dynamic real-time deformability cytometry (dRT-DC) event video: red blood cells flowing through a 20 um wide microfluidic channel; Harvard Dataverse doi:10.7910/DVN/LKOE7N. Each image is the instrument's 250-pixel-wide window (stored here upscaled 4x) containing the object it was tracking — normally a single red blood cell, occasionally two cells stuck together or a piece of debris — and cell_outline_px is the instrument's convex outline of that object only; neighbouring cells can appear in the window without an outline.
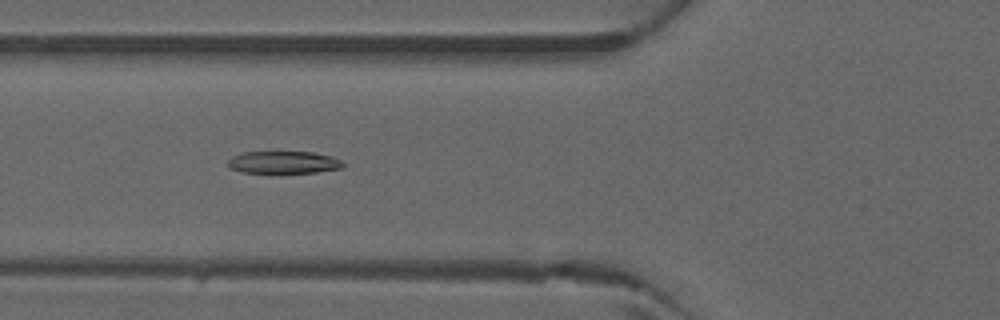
{"species": "common noctule bat (a hibernating species)", "species_latin": "Nyctalus noctula", "temperature_condition": "warm", "stored_images_in_passage": 46, "camera_frame_rate_fps": 3000, "um_per_image_px": 0.085, "animal": {"sex": "male", "forearm_length_mm": 52.5}, "frame": {"image": 1, "passage_image": 18, "time_ms": 5.667, "image_size_px": [1000, 320], "cell_outline_px": [[344, 168], [316, 172], [272, 176], [240, 172], [224, 164], [232, 156], [240, 152], [312, 152], [332, 156], [340, 160], [344, 164]], "centroid_in_image_um": [24.04, 13.85], "position_along_channel_um": 101.8, "area_um2": 16.07}}
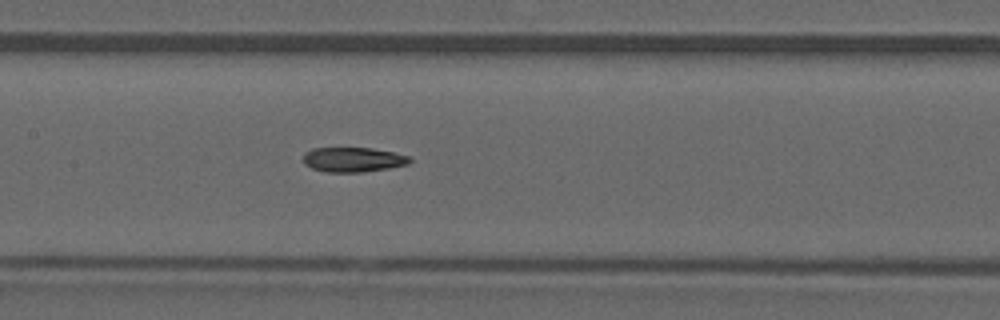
{"frame": {"image": 2, "passage_image": 23, "time_ms": 7.333, "image_size_px": [1000, 320], "cell_outline_px": [[412, 160], [408, 164], [388, 168], [360, 172], [324, 172], [312, 168], [304, 164], [304, 152], [312, 148], [372, 148], [392, 152], [408, 156]], "centroid_in_image_um": [29.98, 13.56], "position_along_channel_um": 177.4, "area_um2": 15.26}}
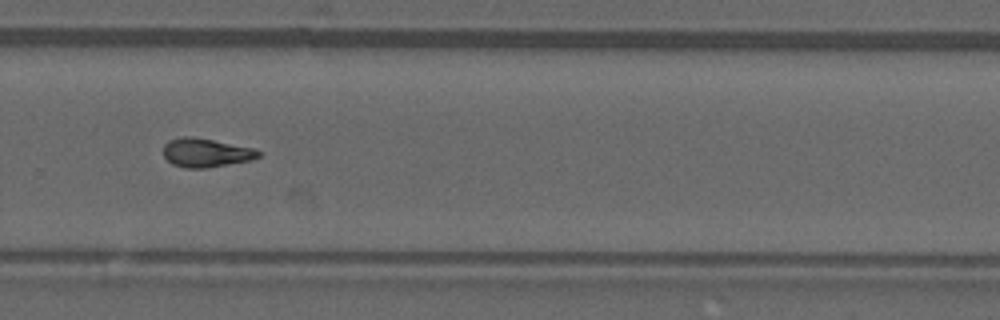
{"frame": {"image": 3, "passage_image": 32, "time_ms": 10.333, "image_size_px": [1000, 320], "cell_outline_px": [[264, 152], [260, 156], [252, 160], [204, 168], [184, 168], [172, 164], [164, 156], [164, 144], [168, 140], [180, 136], [192, 136], [252, 148]], "centroid_in_image_um": [17.49, 12.98], "position_along_channel_um": 312.3, "area_um2": 15.95}}